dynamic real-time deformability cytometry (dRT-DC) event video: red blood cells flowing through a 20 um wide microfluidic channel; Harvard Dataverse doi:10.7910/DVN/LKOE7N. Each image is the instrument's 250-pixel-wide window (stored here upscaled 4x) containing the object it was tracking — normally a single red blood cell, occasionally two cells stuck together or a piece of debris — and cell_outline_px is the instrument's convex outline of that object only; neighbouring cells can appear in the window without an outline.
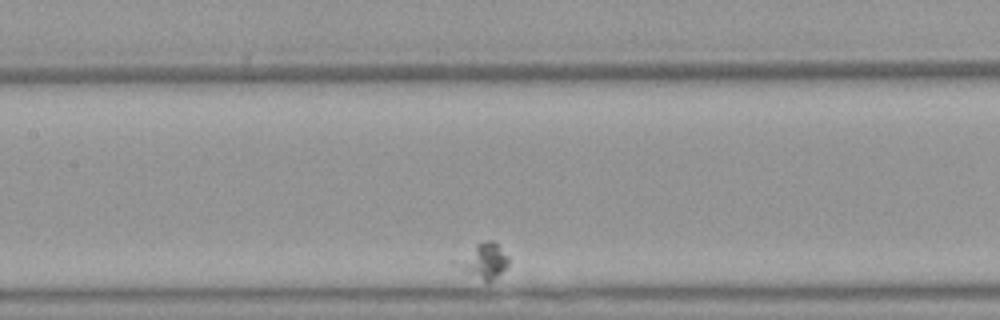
{"species": "Egyptian fruit bat (a non-hibernating species)", "species_latin": "Rousettus aegyptiacus", "temperature_condition": "warm", "stored_images_in_passage": 34, "camera_frame_rate_fps": 3000, "um_per_image_px": 0.085, "animal": {"sex": "female"}, "frame": {"image": 1, "passage_image": 12, "time_ms": 3.667, "image_size_px": [1000, 320], "cell_outline_px": [[508, 264], [488, 284], [452, 264], [448, 260], [476, 244], [484, 240], [492, 240], [508, 256]], "centroid_in_image_um": [40.97, 22.16], "position_along_channel_um": 166.4, "area_um2": 10.92}}